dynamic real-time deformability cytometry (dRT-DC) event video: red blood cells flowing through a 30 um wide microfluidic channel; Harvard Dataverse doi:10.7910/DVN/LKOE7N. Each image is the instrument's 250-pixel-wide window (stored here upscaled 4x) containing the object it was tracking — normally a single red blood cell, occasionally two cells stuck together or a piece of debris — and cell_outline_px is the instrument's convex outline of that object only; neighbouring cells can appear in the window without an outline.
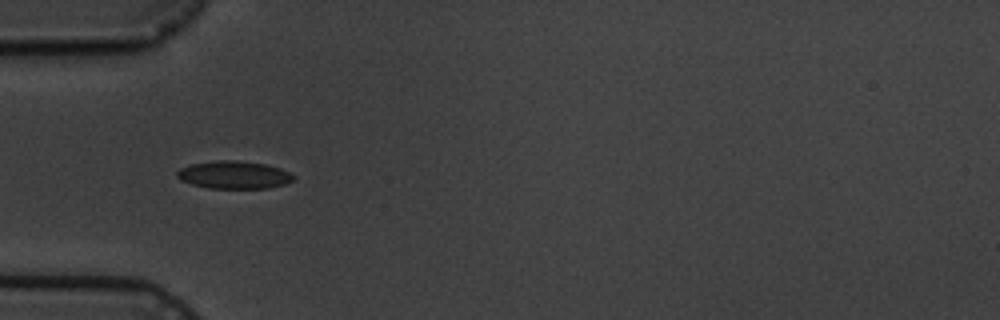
{"species": "common noctule bat (a hibernating species)", "species_latin": "Nyctalus noctula", "temperature_condition": "cold", "stored_images_in_passage": 2, "camera_frame_rate_fps": 3000, "um_per_image_px": 0.085, "animal": {"sex": "male", "body_mass_g": 19.5, "forearm_length_mm": 54.6}, "frame": {"image": 1, "passage_image": 1, "time_ms": 0.0, "image_size_px": [1000, 320], "cell_outline_px": [[296, 176], [292, 180], [284, 184], [268, 188], [208, 188], [192, 184], [180, 180], [176, 176], [176, 172], [180, 168], [192, 164], [220, 160], [236, 160], [264, 164], [280, 168]], "centroid_in_image_um": [19.87, 14.86], "position_along_channel_um": 65.1, "area_um2": 18.67}}
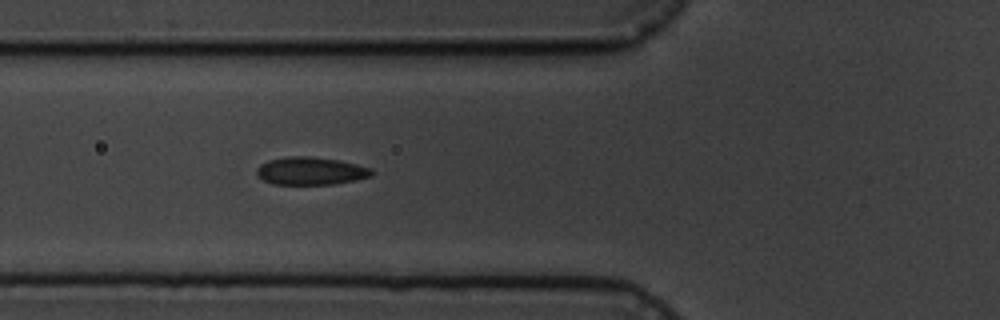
{"frame": {"image": 2, "passage_image": 2, "time_ms": 1.0, "image_size_px": [1000, 320], "cell_outline_px": [[372, 176], [356, 180], [336, 184], [272, 184], [256, 176], [256, 168], [260, 164], [268, 160], [288, 156], [312, 156], [340, 160], [372, 168]], "centroid_in_image_um": [26.39, 14.52], "position_along_channel_um": 99.4, "area_um2": 18.84}}